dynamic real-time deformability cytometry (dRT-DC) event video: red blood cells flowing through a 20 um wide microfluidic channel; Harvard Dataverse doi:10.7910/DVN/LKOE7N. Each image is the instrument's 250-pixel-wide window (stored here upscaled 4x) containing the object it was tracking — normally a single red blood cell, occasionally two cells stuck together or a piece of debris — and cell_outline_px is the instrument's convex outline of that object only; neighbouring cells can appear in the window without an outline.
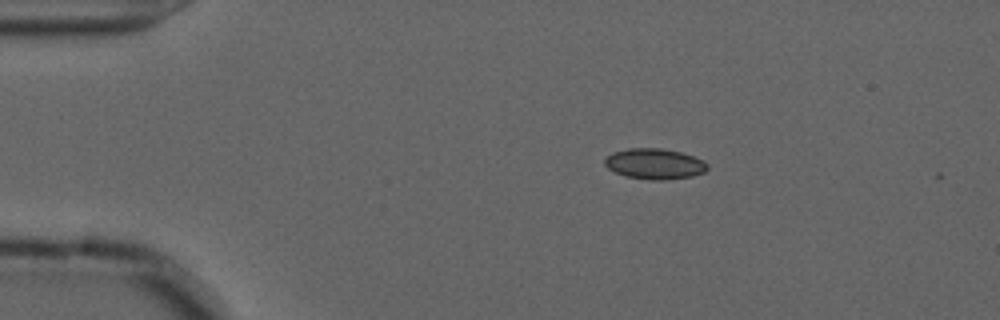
{"species": "common noctule bat (a hibernating species)", "species_latin": "Nyctalus noctula", "temperature_condition": "cold", "stored_images_in_passage": 43, "camera_frame_rate_fps": 3000, "um_per_image_px": 0.085, "animal": {"sex": "male", "forearm_length_mm": 52.5}, "frame": {"image": 1, "passage_image": 1, "time_ms": 0.0, "image_size_px": [1000, 320], "cell_outline_px": [[708, 168], [704, 172], [692, 176], [664, 180], [652, 180], [628, 176], [616, 172], [608, 168], [604, 164], [604, 160], [612, 152], [628, 148], [660, 148], [680, 152], [704, 160], [708, 164]], "centroid_in_image_um": [55.65, 13.92], "position_along_channel_um": 29.3, "area_um2": 18.21}}
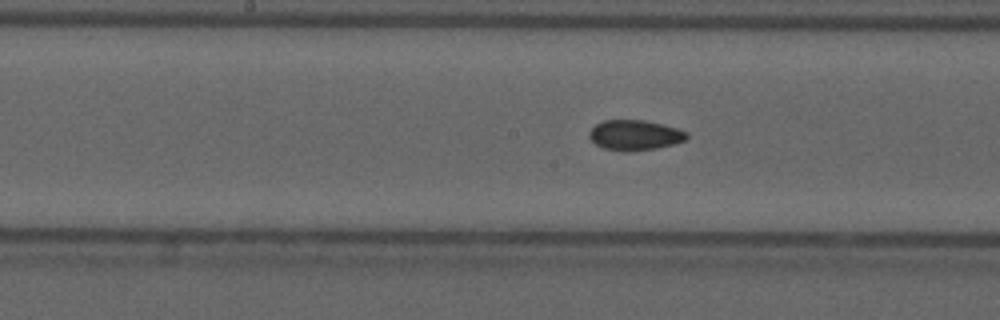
{"frame": {"image": 2, "passage_image": 19, "time_ms": 6.0, "image_size_px": [1000, 320], "cell_outline_px": [[688, 136], [684, 140], [672, 144], [656, 148], [624, 152], [604, 148], [596, 144], [588, 136], [588, 132], [596, 124], [604, 120], [644, 120], [676, 128], [688, 132]], "centroid_in_image_um": [53.93, 11.48], "position_along_channel_um": 194.3, "area_um2": 16.99}}
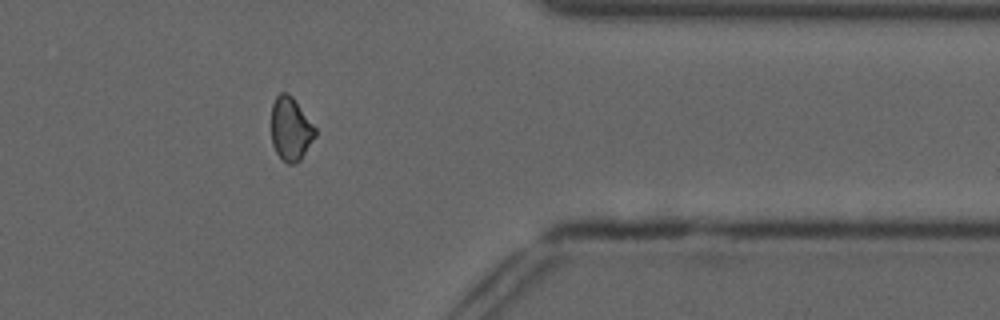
{"frame": {"image": 3, "passage_image": 36, "time_ms": 11.667, "image_size_px": [1000, 320], "cell_outline_px": [[316, 136], [300, 160], [292, 164], [288, 164], [276, 152], [272, 144], [272, 104], [276, 96], [280, 92], [288, 92], [292, 96], [316, 128]], "centroid_in_image_um": [24.71, 10.94], "position_along_channel_um": 386.7, "area_um2": 16.13}}